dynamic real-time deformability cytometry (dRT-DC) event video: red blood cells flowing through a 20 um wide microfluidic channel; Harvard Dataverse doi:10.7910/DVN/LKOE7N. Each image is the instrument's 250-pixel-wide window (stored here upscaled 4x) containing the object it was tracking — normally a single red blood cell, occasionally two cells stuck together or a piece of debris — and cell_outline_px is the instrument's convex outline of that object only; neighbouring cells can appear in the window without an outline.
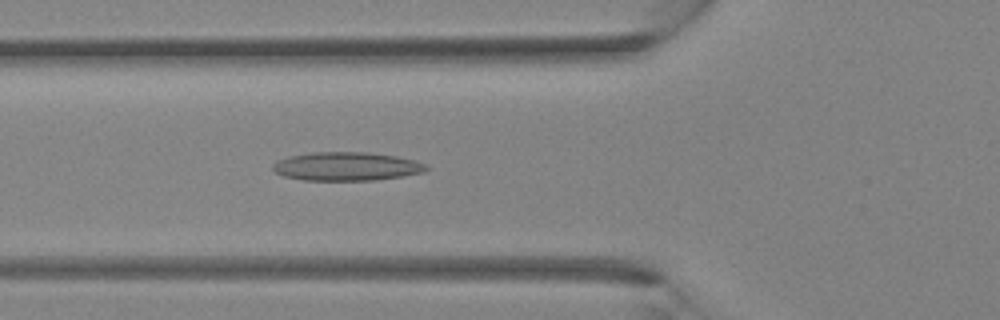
{"species": "Egyptian fruit bat (a non-hibernating species)", "species_latin": "Rousettus aegyptiacus", "temperature_condition": "room temperature", "stored_images_in_passage": 37, "camera_frame_rate_fps": 3000, "um_per_image_px": 0.085, "animal": {"sex": "female"}, "frame": {"image": 1, "passage_image": 13, "time_ms": 4.0, "image_size_px": [1000, 320], "cell_outline_px": [[428, 168], [424, 172], [404, 176], [376, 180], [304, 180], [284, 176], [276, 172], [272, 168], [272, 164], [276, 160], [288, 156], [312, 152], [368, 152], [396, 156], [416, 160], [428, 164]], "centroid_in_image_um": [29.47, 14.14], "position_along_channel_um": 96.3, "area_um2": 25.78}}
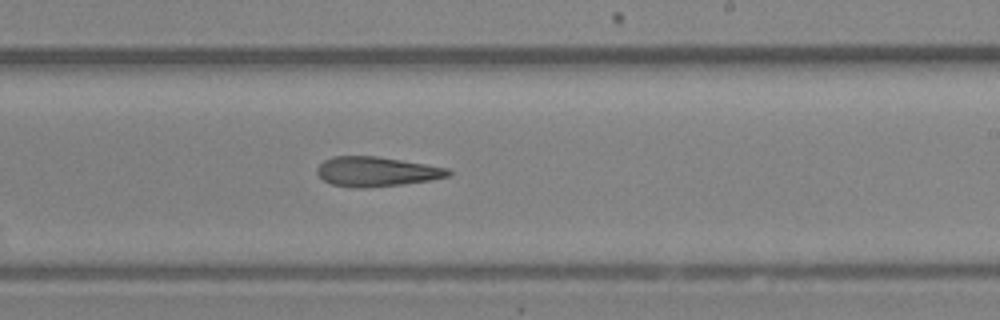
{"frame": {"image": 2, "passage_image": 22, "time_ms": 7.0, "image_size_px": [1000, 320], "cell_outline_px": [[452, 172], [448, 176], [432, 180], [404, 184], [364, 188], [352, 188], [332, 184], [324, 180], [316, 172], [316, 168], [324, 160], [332, 156], [376, 156], [448, 168]], "centroid_in_image_um": [31.98, 14.59], "position_along_channel_um": 257.0, "area_um2": 22.66}}
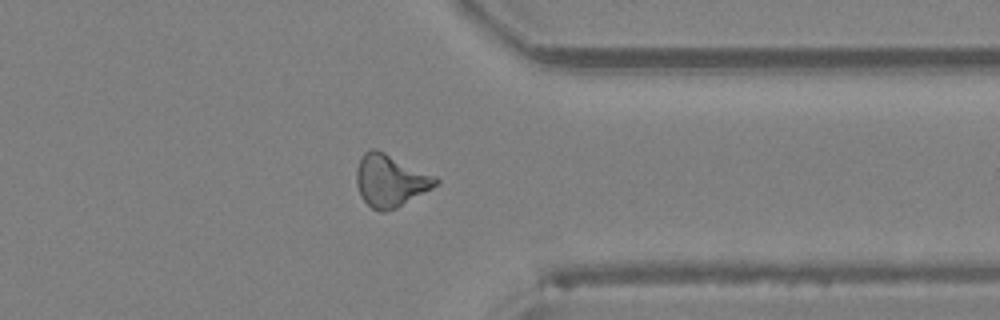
{"frame": {"image": 3, "passage_image": 29, "time_ms": 9.333, "image_size_px": [1000, 320], "cell_outline_px": [[440, 180], [432, 188], [396, 208], [384, 212], [380, 212], [372, 208], [360, 196], [356, 184], [356, 168], [360, 156], [364, 152], [372, 148], [376, 148], [436, 176]], "centroid_in_image_um": [33.14, 15.34], "position_along_channel_um": 378.3, "area_um2": 24.16}}